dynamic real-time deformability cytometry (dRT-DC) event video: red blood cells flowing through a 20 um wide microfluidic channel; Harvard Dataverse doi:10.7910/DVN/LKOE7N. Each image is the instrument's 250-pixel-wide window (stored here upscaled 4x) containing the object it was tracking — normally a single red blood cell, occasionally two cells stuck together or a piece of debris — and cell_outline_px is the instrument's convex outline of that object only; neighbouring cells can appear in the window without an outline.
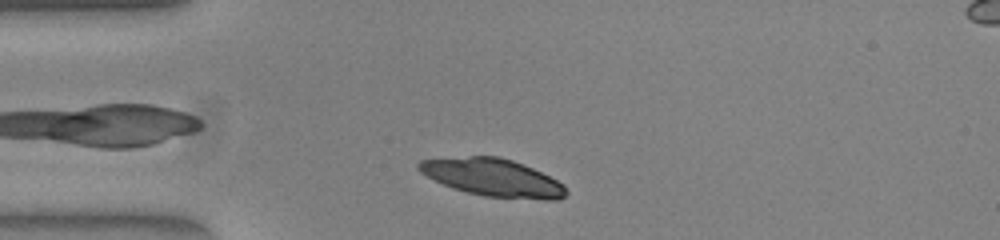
{"species": "common noctule bat (a hibernating species)", "species_latin": "Nyctalus noctula", "temperature_condition": "warm", "stored_images_in_passage": 37, "camera_frame_rate_fps": 3000, "um_per_image_px": 0.085, "animal": {"sex": "female", "body_mass_g": 23.0, "forearm_length_mm": 53.4}, "frame": {"image": 1, "passage_image": 3, "time_ms": 0.667, "image_size_px": [1000, 240], "cell_outline_px": [[568, 192], [560, 200], [544, 200], [484, 196], [452, 188], [420, 172], [416, 168], [416, 164], [420, 160], [472, 156], [496, 156], [512, 160], [532, 168], [564, 184]], "centroid_in_image_um": [41.9, 15.1], "position_along_channel_um": 43.1, "area_um2": 32.02}}
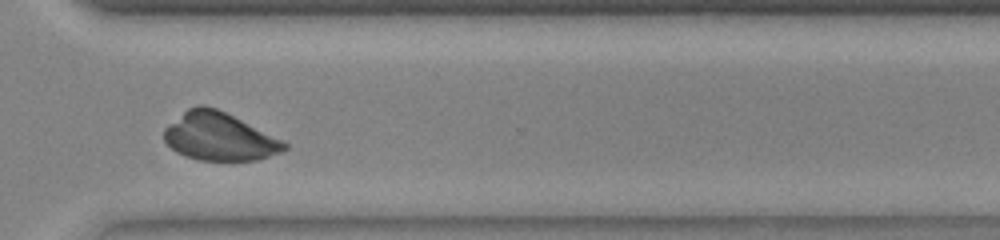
{"frame": {"image": 2, "passage_image": 29, "time_ms": 9.333, "image_size_px": [1000, 240], "cell_outline_px": [[288, 148], [280, 152], [256, 160], [200, 160], [184, 156], [176, 152], [164, 140], [164, 128], [188, 108], [200, 104], [204, 104], [216, 108], [284, 140], [288, 144]], "centroid_in_image_um": [18.63, 11.61], "position_along_channel_um": 352.0, "area_um2": 33.41}}